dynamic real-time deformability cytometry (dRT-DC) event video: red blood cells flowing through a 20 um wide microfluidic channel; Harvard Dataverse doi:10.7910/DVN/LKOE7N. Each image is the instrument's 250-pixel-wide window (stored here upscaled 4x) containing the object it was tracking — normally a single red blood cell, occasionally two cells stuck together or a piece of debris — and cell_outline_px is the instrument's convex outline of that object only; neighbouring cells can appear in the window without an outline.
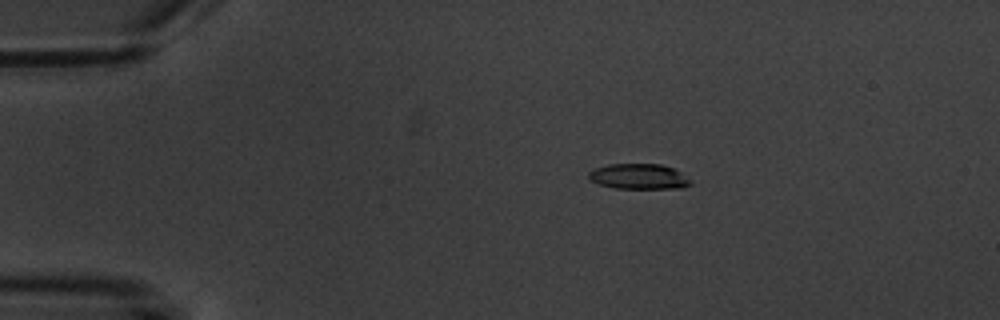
{"species": "common noctule bat (a hibernating species)", "species_latin": "Nyctalus noctula", "temperature_condition": "warm", "stored_images_in_passage": 5, "camera_frame_rate_fps": 3000, "um_per_image_px": 0.085, "animal": {"sex": "male", "body_mass_g": 20.1, "forearm_length_mm": 53.5}, "frame": {"image": 1, "passage_image": 3, "time_ms": 2.333, "image_size_px": [1000, 320], "cell_outline_px": [[692, 184], [684, 188], [616, 188], [600, 184], [592, 180], [588, 176], [588, 172], [596, 168], [608, 164], [660, 164], [672, 168], [680, 172], [692, 180]], "centroid_in_image_um": [54.34, 15.0], "position_along_channel_um": 30.7, "area_um2": 14.97}}